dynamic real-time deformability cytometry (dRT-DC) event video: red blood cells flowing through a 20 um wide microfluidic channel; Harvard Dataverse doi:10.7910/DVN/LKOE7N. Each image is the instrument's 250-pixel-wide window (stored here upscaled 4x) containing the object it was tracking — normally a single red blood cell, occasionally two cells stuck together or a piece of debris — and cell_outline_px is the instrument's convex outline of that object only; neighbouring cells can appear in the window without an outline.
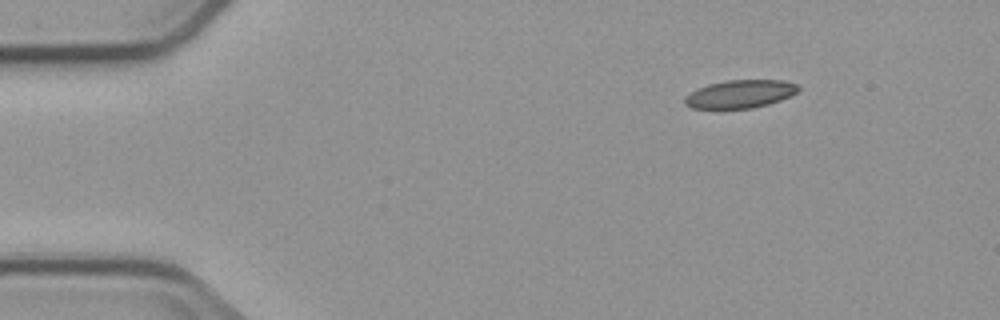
{"species": "common noctule bat (a hibernating species)", "species_latin": "Nyctalus noctula", "temperature_condition": "cold", "stored_images_in_passage": 10, "camera_frame_rate_fps": 3000, "um_per_image_px": 0.085, "animal": {"sex": "male", "body_mass_g": 23.1, "forearm_length_mm": 52.7}, "frame": {"image": 1, "passage_image": 1, "time_ms": 0.0, "image_size_px": [1000, 320], "cell_outline_px": [[800, 88], [796, 92], [780, 100], [768, 104], [752, 108], [692, 108], [684, 104], [684, 96], [696, 88], [708, 84], [728, 80], [784, 80], [796, 84]], "centroid_in_image_um": [62.87, 7.98], "position_along_channel_um": 22.1, "area_um2": 18.5}}
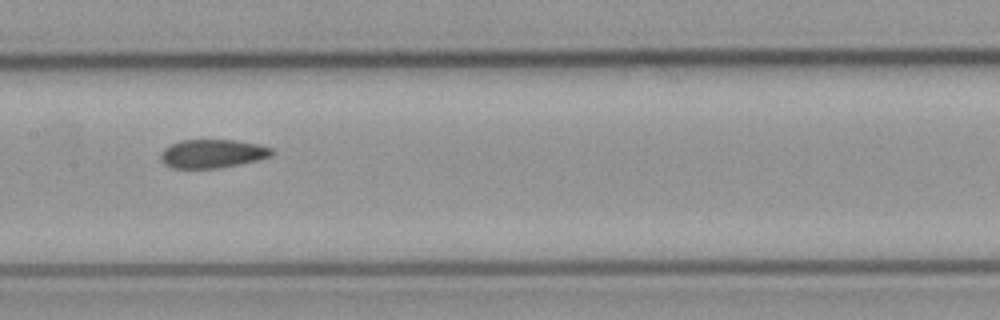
{"frame": {"image": 2, "passage_image": 6, "time_ms": 6.667, "image_size_px": [1000, 320], "cell_outline_px": [[276, 152], [272, 156], [240, 164], [220, 168], [172, 168], [164, 164], [160, 156], [164, 148], [180, 140], [236, 140], [256, 144], [272, 148]], "centroid_in_image_um": [18.07, 13.06], "position_along_channel_um": 189.3, "area_um2": 18.5}}
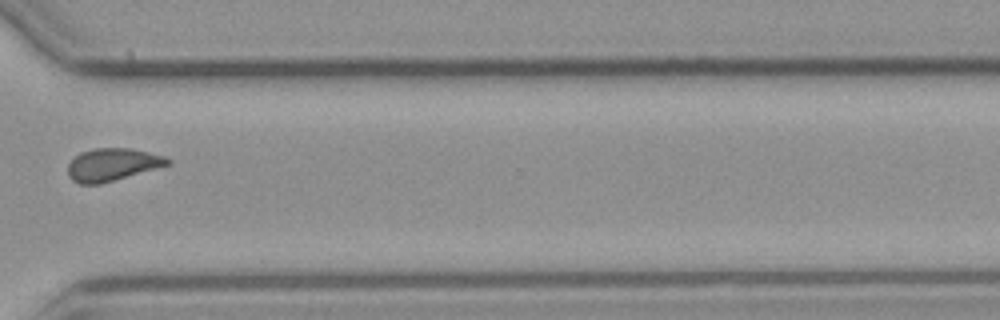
{"frame": {"image": 3, "passage_image": 10, "time_ms": 11.333, "image_size_px": [1000, 320], "cell_outline_px": [[172, 164], [100, 184], [80, 184], [72, 180], [68, 176], [68, 164], [80, 152], [92, 148], [128, 148], [148, 152], [164, 156], [172, 160]], "centroid_in_image_um": [9.55, 13.99], "position_along_channel_um": 361.0, "area_um2": 18.96}}